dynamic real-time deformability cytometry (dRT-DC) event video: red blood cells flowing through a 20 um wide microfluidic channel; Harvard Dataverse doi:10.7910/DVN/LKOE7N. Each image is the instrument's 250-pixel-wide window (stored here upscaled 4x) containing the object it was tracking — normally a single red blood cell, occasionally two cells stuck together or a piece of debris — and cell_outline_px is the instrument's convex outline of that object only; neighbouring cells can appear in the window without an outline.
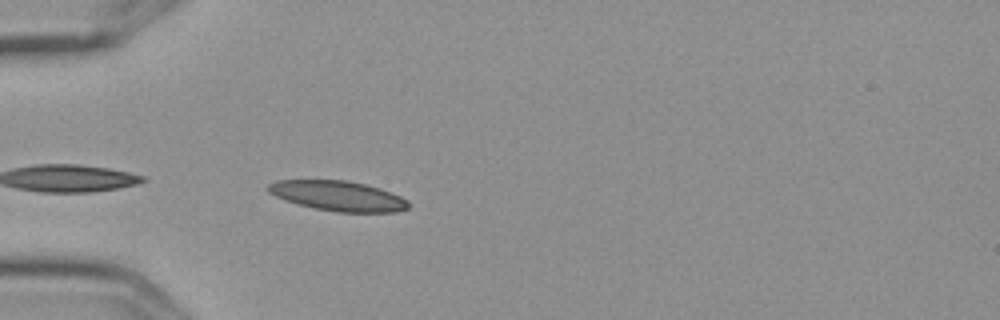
{"species": "Egyptian fruit bat (a non-hibernating species)", "species_latin": "Rousettus aegyptiacus", "temperature_condition": "cold", "stored_images_in_passage": 2, "camera_frame_rate_fps": 3000, "um_per_image_px": 0.085, "frame": {"image": 1, "passage_image": 2, "time_ms": 0.333, "image_size_px": [1000, 320], "cell_outline_px": [[408, 208], [396, 212], [336, 212], [296, 204], [284, 200], [268, 192], [264, 188], [268, 184], [276, 180], [348, 180], [380, 188], [400, 196], [408, 200]], "centroid_in_image_um": [28.69, 16.64], "position_along_channel_um": 56.3, "area_um2": 24.62}}